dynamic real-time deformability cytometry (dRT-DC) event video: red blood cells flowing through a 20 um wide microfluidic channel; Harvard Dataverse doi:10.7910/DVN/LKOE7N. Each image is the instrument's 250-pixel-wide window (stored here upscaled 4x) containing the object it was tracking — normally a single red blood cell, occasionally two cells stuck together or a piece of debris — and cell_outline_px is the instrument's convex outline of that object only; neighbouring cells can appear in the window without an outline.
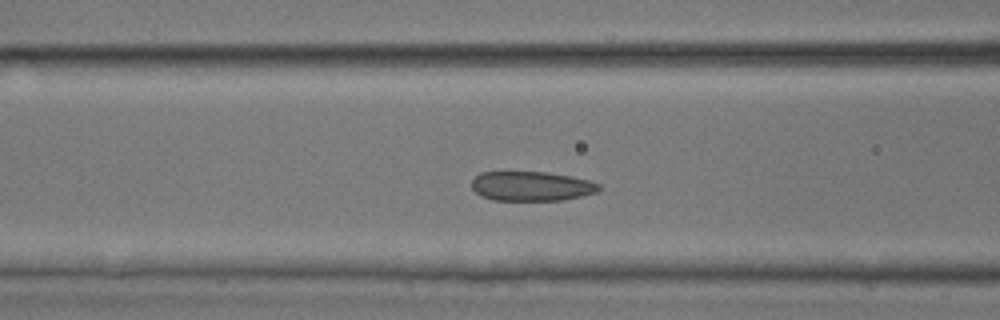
{"species": "common noctule bat (a hibernating species)", "species_latin": "Nyctalus noctula", "temperature_condition": "room temperature", "stored_images_in_passage": 42, "camera_frame_rate_fps": 3000, "um_per_image_px": 0.085, "animal": {"sex": "male", "body_mass_g": 17.9, "forearm_length_mm": 54.2}, "frame": {"image": 1, "passage_image": 15, "time_ms": 4.667, "image_size_px": [1000, 320], "cell_outline_px": [[604, 188], [596, 192], [580, 196], [560, 200], [492, 200], [480, 196], [472, 188], [472, 180], [480, 172], [544, 172], [572, 176], [588, 180], [600, 184]], "centroid_in_image_um": [45.17, 15.82], "position_along_channel_um": 121.4, "area_um2": 21.91}}
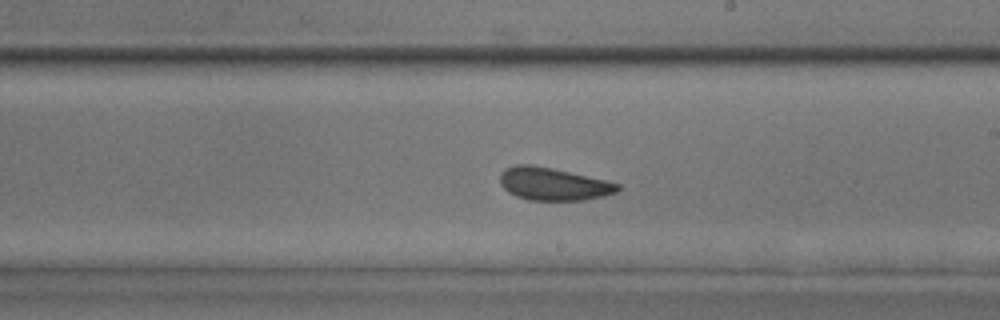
{"frame": {"image": 2, "passage_image": 23, "time_ms": 7.333, "image_size_px": [1000, 320], "cell_outline_px": [[620, 188], [616, 192], [604, 196], [584, 200], [528, 200], [516, 196], [508, 192], [500, 184], [500, 172], [504, 168], [516, 164], [532, 164], [552, 168], [604, 180], [620, 184]], "centroid_in_image_um": [46.98, 15.63], "position_along_channel_um": 242.0, "area_um2": 22.43}}
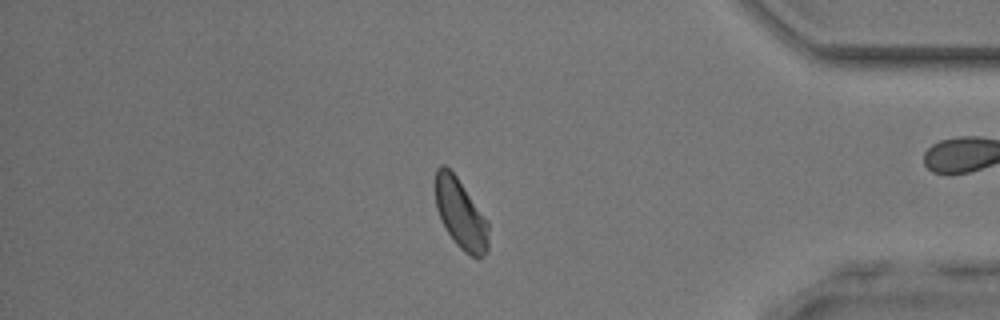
{"frame": {"image": 3, "passage_image": 35, "time_ms": 11.333, "image_size_px": [1000, 320], "cell_outline_px": [[488, 252], [484, 256], [472, 256], [464, 252], [456, 244], [448, 232], [436, 208], [436, 168], [440, 164], [444, 164], [456, 176], [488, 224]], "centroid_in_image_um": [39.14, 18.2], "position_along_channel_um": 396.1, "area_um2": 20.87}}